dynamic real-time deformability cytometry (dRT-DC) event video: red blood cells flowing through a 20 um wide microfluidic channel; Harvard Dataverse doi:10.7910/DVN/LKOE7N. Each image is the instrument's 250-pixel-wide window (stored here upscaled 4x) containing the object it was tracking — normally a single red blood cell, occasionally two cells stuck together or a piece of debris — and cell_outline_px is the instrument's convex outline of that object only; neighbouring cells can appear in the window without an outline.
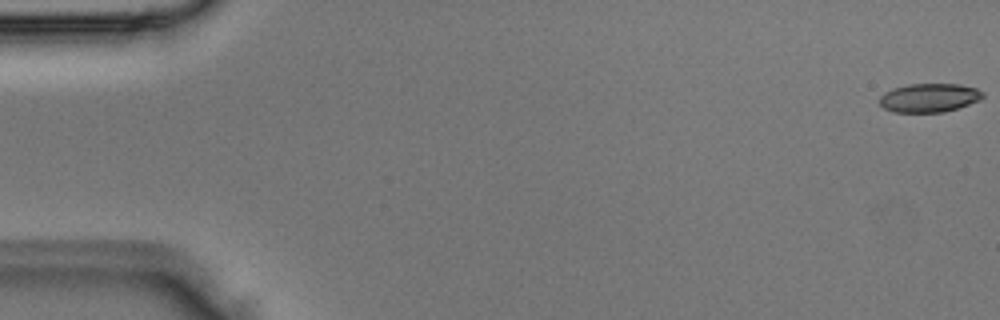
{"species": "Egyptian fruit bat (a non-hibernating species)", "species_latin": "Rousettus aegyptiacus", "temperature_condition": "room temperature", "stored_images_in_passage": 3, "segment_of_instrument_passage": [2, 2], "camera_frame_rate_fps": 3000, "um_per_image_px": 0.085, "animal": {"sex": "male"}, "frame": {"image": 1, "passage_image": 3, "time_ms": 0.667, "image_size_px": [1000, 320], "cell_outline_px": [[984, 96], [980, 100], [944, 112], [892, 112], [884, 108], [880, 104], [880, 96], [884, 92], [892, 88], [908, 84], [960, 84], [976, 88], [984, 92]], "centroid_in_image_um": [78.97, 8.3], "position_along_channel_um": 6.0, "area_um2": 17.34}}